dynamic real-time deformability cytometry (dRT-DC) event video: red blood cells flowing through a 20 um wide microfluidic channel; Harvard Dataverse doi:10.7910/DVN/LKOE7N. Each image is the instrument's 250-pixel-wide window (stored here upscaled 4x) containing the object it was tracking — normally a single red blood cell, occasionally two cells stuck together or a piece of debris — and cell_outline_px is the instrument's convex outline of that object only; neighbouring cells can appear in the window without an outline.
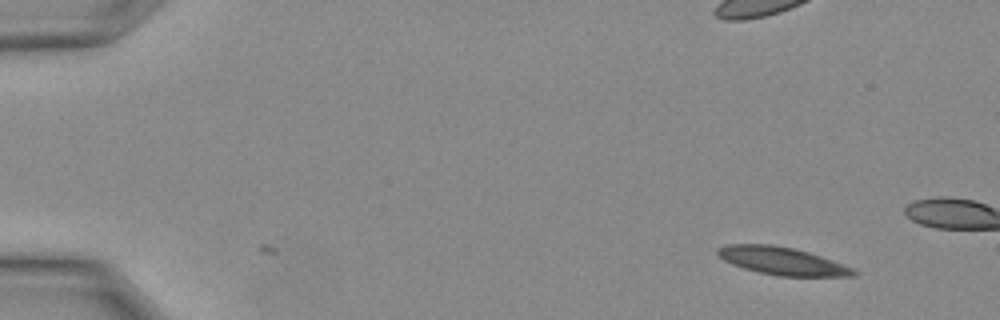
{"species": "Egyptian fruit bat (a non-hibernating species)", "species_latin": "Rousettus aegyptiacus", "temperature_condition": "warm", "stored_images_in_passage": 3, "camera_frame_rate_fps": 3000, "um_per_image_px": 0.085, "animal": {"sex": "female"}, "frame": {"image": 1, "passage_image": 3, "time_ms": 0.667, "image_size_px": [1000, 320], "cell_outline_px": [[860, 272], [856, 276], [780, 276], [760, 272], [744, 268], [732, 264], [724, 260], [716, 252], [716, 248], [728, 244], [772, 244], [792, 248], [808, 252], [832, 260], [852, 268]], "centroid_in_image_um": [66.48, 22.18], "position_along_channel_um": 18.5, "area_um2": 21.79}}